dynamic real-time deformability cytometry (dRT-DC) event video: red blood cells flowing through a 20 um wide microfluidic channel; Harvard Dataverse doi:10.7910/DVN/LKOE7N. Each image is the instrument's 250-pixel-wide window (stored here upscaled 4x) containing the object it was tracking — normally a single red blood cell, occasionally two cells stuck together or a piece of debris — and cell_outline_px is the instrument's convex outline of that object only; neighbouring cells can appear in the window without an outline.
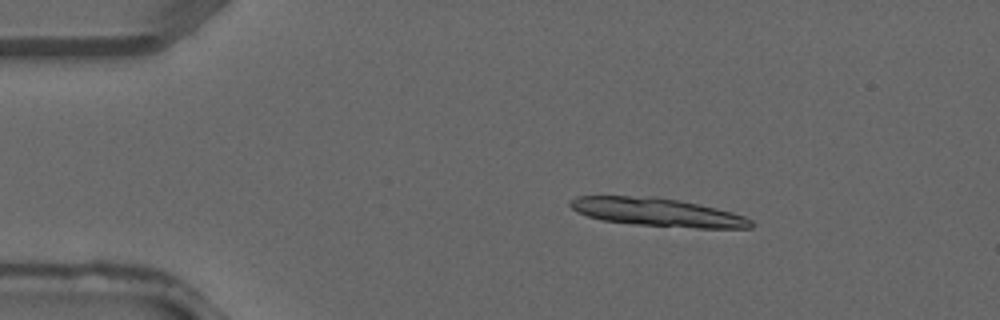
{"species": "common noctule bat (a hibernating species)", "species_latin": "Nyctalus noctula", "temperature_condition": "warm", "stored_images_in_passage": 3, "camera_frame_rate_fps": 3000, "um_per_image_px": 0.085, "animal": {"sex": "male", "forearm_length_mm": 52.5}, "frame": {"image": 1, "passage_image": 2, "time_ms": 0.333, "image_size_px": [1000, 320], "cell_outline_px": [[756, 224], [752, 228], [696, 228], [632, 224], [600, 220], [588, 216], [572, 208], [568, 204], [568, 200], [576, 196], [656, 196], [680, 200], [700, 204], [732, 212], [744, 216], [752, 220]], "centroid_in_image_um": [55.9, 18.03], "position_along_channel_um": 29.1, "area_um2": 30.06}}